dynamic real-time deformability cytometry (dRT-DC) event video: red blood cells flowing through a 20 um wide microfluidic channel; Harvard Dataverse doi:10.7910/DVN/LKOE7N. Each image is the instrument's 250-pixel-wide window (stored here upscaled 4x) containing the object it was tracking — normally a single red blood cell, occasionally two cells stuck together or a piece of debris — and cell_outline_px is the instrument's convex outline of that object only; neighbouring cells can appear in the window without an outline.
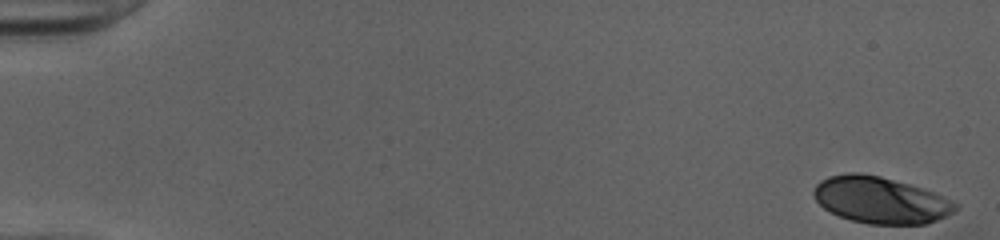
{"species": "human", "species_latin": "Homo sapiens", "temperature_condition": "cold", "stored_images_in_passage": 48, "camera_frame_rate_fps": 3000, "um_per_image_px": 0.085, "donor": {"sex": "female"}, "frame": {"image": 1, "passage_image": 1, "time_ms": 0.0, "image_size_px": [1000, 240], "cell_outline_px": [[960, 208], [936, 220], [924, 224], [868, 224], [852, 220], [840, 216], [824, 208], [816, 200], [812, 192], [816, 184], [820, 180], [828, 176], [848, 172], [860, 172], [880, 176], [908, 184], [944, 196], [960, 204]], "centroid_in_image_um": [74.83, 17.0], "position_along_channel_um": 10.2, "area_um2": 38.38}}
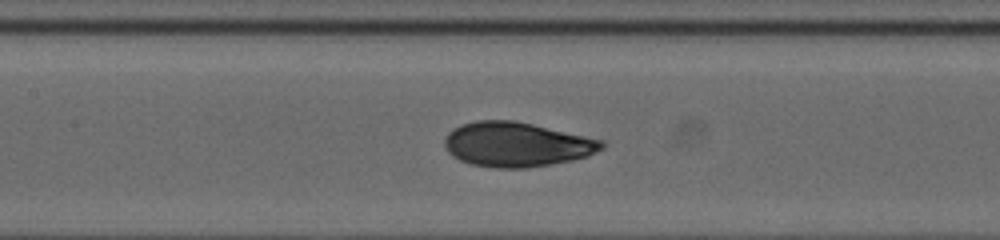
{"frame": {"image": 2, "passage_image": 25, "time_ms": 8.0, "image_size_px": [1000, 240], "cell_outline_px": [[604, 148], [588, 156], [572, 160], [552, 164], [524, 168], [496, 168], [472, 164], [460, 160], [452, 156], [444, 148], [444, 140], [448, 132], [460, 124], [476, 120], [516, 120], [604, 140]], "centroid_in_image_um": [43.9, 12.27], "position_along_channel_um": 163.5, "area_um2": 41.1}}
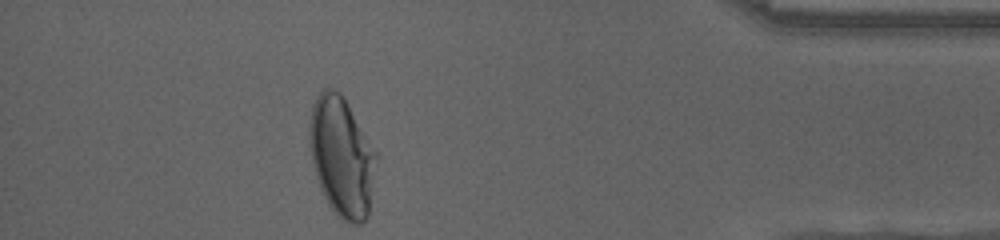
{"frame": {"image": 3, "passage_image": 46, "time_ms": 15.0, "image_size_px": [1000, 240], "cell_outline_px": [[380, 156], [368, 216], [360, 224], [352, 224], [336, 216], [328, 204], [320, 188], [316, 176], [308, 144], [308, 124], [312, 104], [316, 96], [324, 88], [332, 88], [340, 92], [344, 96], [380, 152]], "centroid_in_image_um": [29.1, 13.28], "position_along_channel_um": 406.1, "area_um2": 48.44}, "authors_computed_cell_mechanics": {"area_um2": 40.1999, "velocity_mm_per_s": 4.022, "shape_relaxation_time_tau1_ms": 5.0478, "shape_relaxation_time_tau2_ms": 0.7833, "deformation_change_tau1": 0.2119, "deformation_change_tau2": 0.0463}}